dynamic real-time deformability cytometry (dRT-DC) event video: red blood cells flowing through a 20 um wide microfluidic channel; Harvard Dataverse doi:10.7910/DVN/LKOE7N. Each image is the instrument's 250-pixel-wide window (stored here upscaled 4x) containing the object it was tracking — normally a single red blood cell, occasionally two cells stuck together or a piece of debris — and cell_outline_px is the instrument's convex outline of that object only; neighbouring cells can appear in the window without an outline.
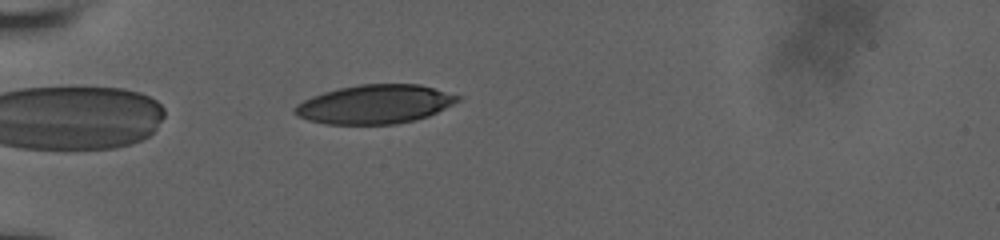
{"species": "human", "species_latin": "Homo sapiens", "temperature_condition": "room temperature", "stored_images_in_passage": 40, "camera_frame_rate_fps": 3000, "um_per_image_px": 0.085, "donor": {"sex": "male"}, "frame": {"image": 1, "passage_image": 2, "time_ms": 0.333, "image_size_px": [1000, 240], "cell_outline_px": [[464, 96], [460, 100], [428, 116], [396, 124], [324, 124], [308, 120], [296, 116], [292, 112], [292, 108], [296, 104], [312, 96], [324, 92], [340, 88], [360, 84], [420, 84]], "centroid_in_image_um": [31.84, 8.86], "position_along_channel_um": 53.2, "area_um2": 37.05}}
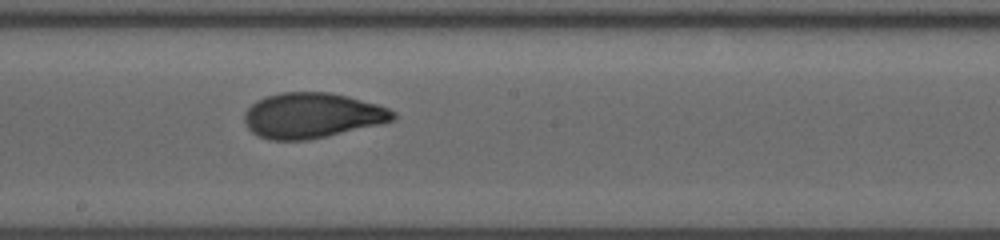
{"frame": {"image": 2, "passage_image": 17, "time_ms": 5.333, "image_size_px": [1000, 240], "cell_outline_px": [[396, 120], [308, 140], [272, 140], [260, 136], [252, 132], [244, 124], [244, 112], [256, 100], [280, 92], [328, 92], [348, 96], [376, 104], [388, 108], [396, 112]], "centroid_in_image_um": [26.51, 9.81], "position_along_channel_um": 221.7, "area_um2": 39.07}}
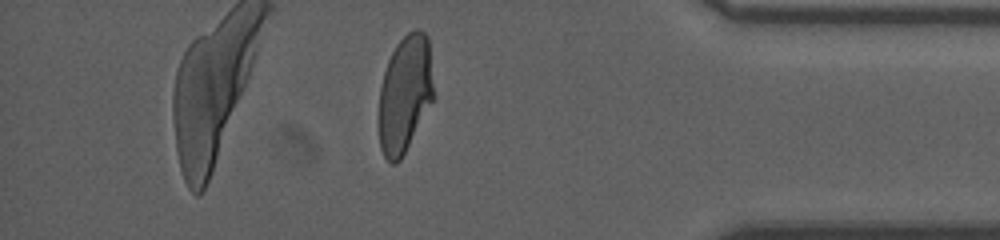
{"frame": {"image": 3, "passage_image": 33, "time_ms": 10.667, "image_size_px": [1000, 240], "cell_outline_px": [[432, 100], [400, 160], [396, 164], [392, 164], [384, 156], [380, 148], [376, 120], [380, 88], [384, 72], [388, 60], [396, 44], [408, 32], [416, 28], [424, 32], [428, 36], [432, 84]], "centroid_in_image_um": [34.35, 8.01], "position_along_channel_um": 400.9, "area_um2": 37.28}, "authors_computed_cell_mechanics": {"area_um2": 38.5815, "velocity_mm_per_s": 3.8268, "shape_relaxation_time_tau1_ms": 7.6739, "shape_relaxation_time_tau2_ms": 1.0571, "deformation_change_tau1": 0.2193, "deformation_change_tau2": 0.0589}}